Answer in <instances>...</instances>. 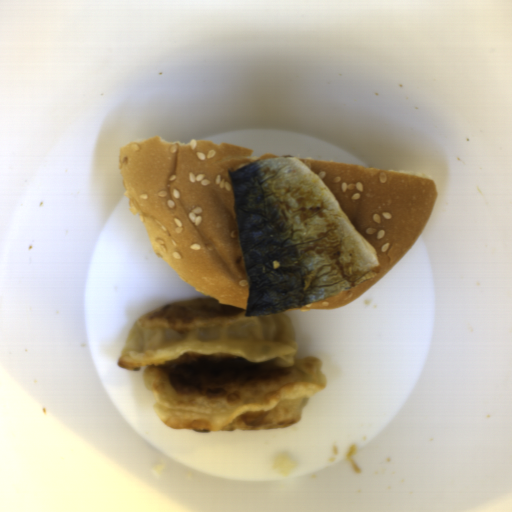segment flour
Listing matches in <instances>:
<instances>
[{
  "label": "flour",
  "mask_w": 512,
  "mask_h": 512,
  "mask_svg": "<svg viewBox=\"0 0 512 512\" xmlns=\"http://www.w3.org/2000/svg\"><path fill=\"white\" fill-rule=\"evenodd\" d=\"M245 312L200 297L151 311L130 328L117 363L143 369L167 427L194 433L284 428L326 387L322 360L297 357L284 311Z\"/></svg>",
  "instance_id": "1"
}]
</instances>
